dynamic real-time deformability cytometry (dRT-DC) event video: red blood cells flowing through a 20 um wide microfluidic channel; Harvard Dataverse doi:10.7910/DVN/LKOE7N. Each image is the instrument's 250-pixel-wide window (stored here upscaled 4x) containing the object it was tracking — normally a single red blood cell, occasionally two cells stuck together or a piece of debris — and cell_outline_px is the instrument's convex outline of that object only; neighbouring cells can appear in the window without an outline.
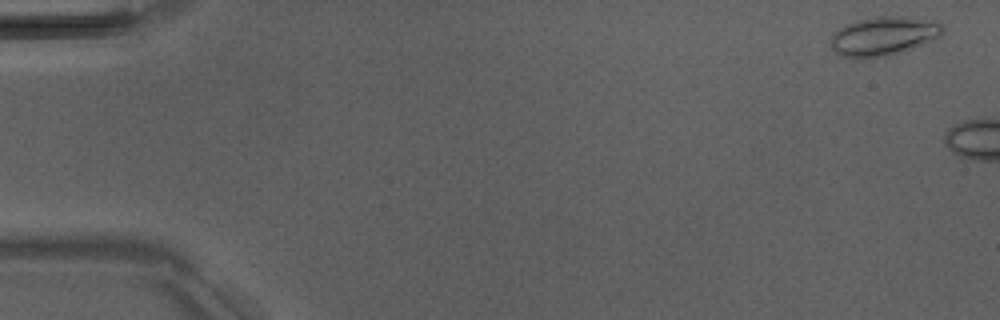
{"species": "Egyptian fruit bat (a non-hibernating species)", "species_latin": "Rousettus aegyptiacus", "temperature_condition": "room temperature", "stored_images_in_passage": 5, "camera_frame_rate_fps": 3000, "um_per_image_px": 0.085, "animal": {"sex": "male"}, "frame": {"image": 1, "passage_image": 1, "time_ms": 0.0, "image_size_px": [1000, 320], "cell_outline_px": [[944, 32], [940, 36], [932, 40], [912, 48], [888, 56], [864, 60], [840, 56], [832, 48], [832, 32], [848, 24], [860, 20], [876, 16], [908, 16], [940, 20], [944, 28]], "centroid_in_image_um": [75.15, 3.07], "position_along_channel_um": 9.9, "area_um2": 25.89}}